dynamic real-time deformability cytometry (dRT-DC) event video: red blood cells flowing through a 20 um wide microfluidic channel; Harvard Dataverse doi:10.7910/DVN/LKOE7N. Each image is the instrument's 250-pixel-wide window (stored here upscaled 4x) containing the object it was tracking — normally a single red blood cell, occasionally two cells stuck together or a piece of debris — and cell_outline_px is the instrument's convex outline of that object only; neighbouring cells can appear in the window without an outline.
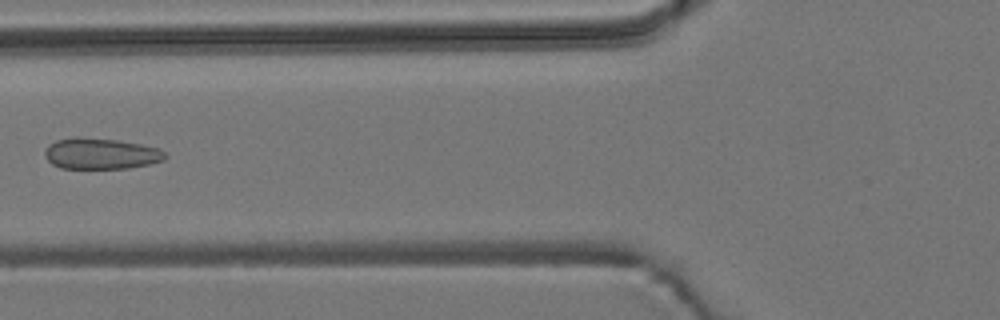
{"species": "common noctule bat (a hibernating species)", "species_latin": "Nyctalus noctula", "temperature_condition": "room temperature", "stored_images_in_passage": 7, "camera_frame_rate_fps": 3000, "um_per_image_px": 0.085, "animal": {"sex": "male", "body_mass_g": 19.2, "forearm_length_mm": 51.8}, "frame": {"image": 1, "passage_image": 7, "time_ms": 2.0, "image_size_px": [1000, 320], "cell_outline_px": [[168, 156], [164, 160], [148, 164], [128, 168], [60, 168], [52, 164], [44, 156], [44, 152], [48, 144], [56, 140], [76, 136], [120, 140], [160, 148]], "centroid_in_image_um": [8.56, 13.04], "position_along_channel_um": 117.2, "area_um2": 21.96}}